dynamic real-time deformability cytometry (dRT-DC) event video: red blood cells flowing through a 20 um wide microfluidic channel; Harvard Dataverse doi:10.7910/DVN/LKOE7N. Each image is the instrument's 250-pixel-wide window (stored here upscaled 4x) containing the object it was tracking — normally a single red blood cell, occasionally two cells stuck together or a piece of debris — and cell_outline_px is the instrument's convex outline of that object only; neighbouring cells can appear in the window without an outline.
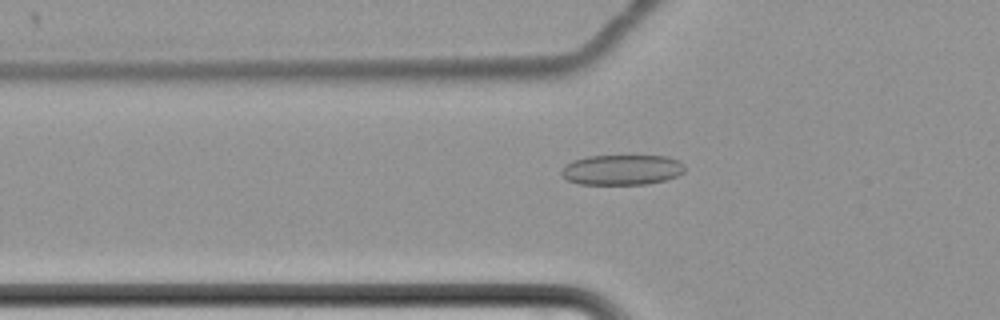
{"species": "common noctule bat (a hibernating species)", "species_latin": "Nyctalus noctula", "temperature_condition": "cold", "stored_images_in_passage": 63, "camera_frame_rate_fps": 3000, "um_per_image_px": 0.085, "animal": {"sex": "female", "body_mass_g": 22.7, "forearm_length_mm": 54.2}, "frame": {"image": 1, "passage_image": 24, "time_ms": 7.667, "image_size_px": [1000, 320], "cell_outline_px": [[684, 172], [676, 176], [664, 180], [648, 184], [580, 184], [568, 180], [560, 176], [560, 172], [564, 164], [572, 160], [588, 156], [668, 156], [680, 160], [684, 164]], "centroid_in_image_um": [52.84, 14.43], "position_along_channel_um": 73.0, "area_um2": 21.96}}
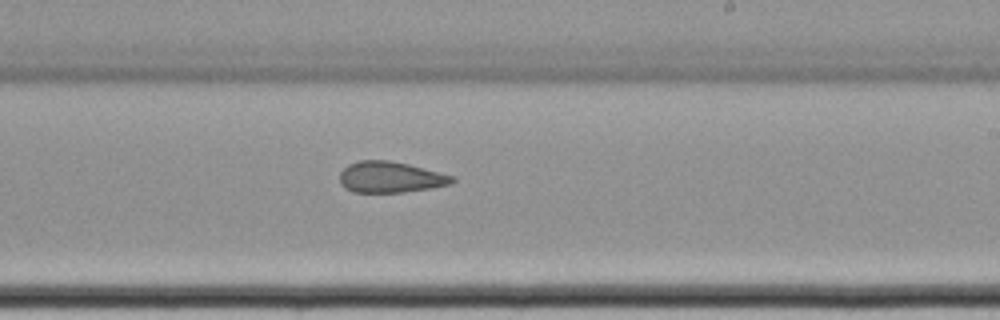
{"frame": {"image": 2, "passage_image": 40, "time_ms": 13.0, "image_size_px": [1000, 320], "cell_outline_px": [[456, 180], [452, 184], [432, 188], [404, 192], [352, 192], [344, 188], [340, 184], [340, 172], [348, 164], [360, 160], [388, 160], [408, 164], [456, 176]], "centroid_in_image_um": [33.2, 15.06], "position_along_channel_um": 255.8, "area_um2": 20.58}}
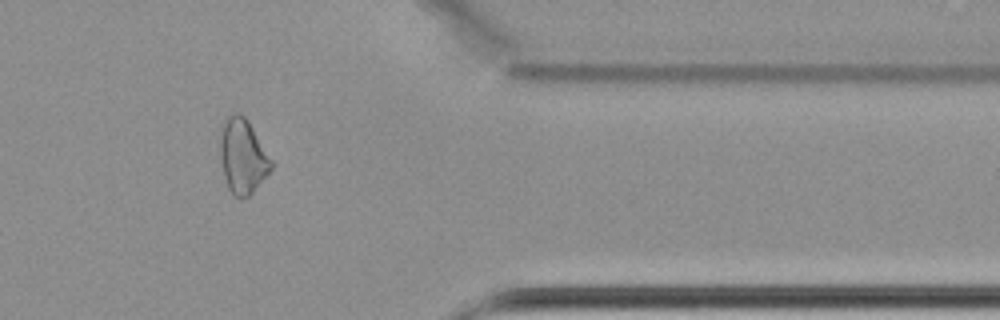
{"frame": {"image": 3, "passage_image": 53, "time_ms": 17.333, "image_size_px": [1000, 320], "cell_outline_px": [[272, 168], [252, 192], [248, 196], [236, 196], [228, 188], [224, 176], [220, 160], [220, 144], [224, 120], [228, 116], [236, 112], [240, 112], [248, 120], [272, 160]], "centroid_in_image_um": [20.62, 13.25], "position_along_channel_um": 390.8, "area_um2": 21.79}, "authors_computed_cell_mechanics": {"area_um2": 23.3512, "velocity_mm_per_s": 3.4573, "shape_relaxation_time_tau1_ms": null, "shape_relaxation_time_tau2_ms": 3.6311, "deformation_change_tau1": null, "deformation_change_tau2": 0.1057}}